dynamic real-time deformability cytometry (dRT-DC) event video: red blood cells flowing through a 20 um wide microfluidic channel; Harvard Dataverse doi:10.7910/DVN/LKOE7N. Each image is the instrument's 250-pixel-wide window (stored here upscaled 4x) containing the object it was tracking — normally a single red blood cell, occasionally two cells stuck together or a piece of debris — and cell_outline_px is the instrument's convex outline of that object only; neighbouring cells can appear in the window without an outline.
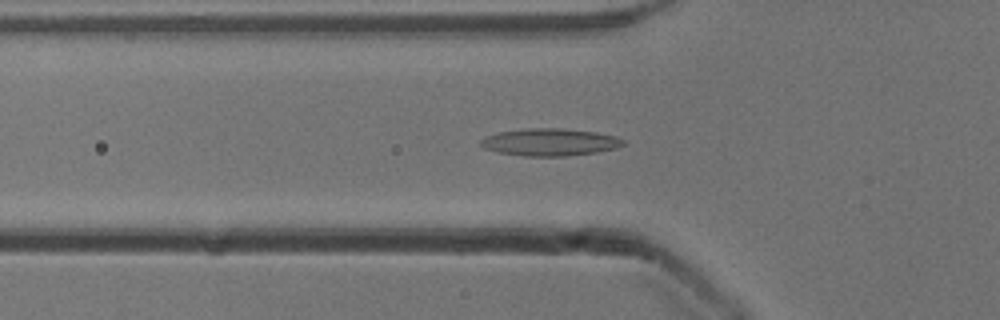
{"species": "common noctule bat (a hibernating species)", "species_latin": "Nyctalus noctula", "temperature_condition": "cold", "stored_images_in_passage": 47, "camera_frame_rate_fps": 3000, "um_per_image_px": 0.085, "animal": {"sex": "male", "body_mass_g": 13.3}, "frame": {"image": 1, "passage_image": 12, "time_ms": 3.667, "image_size_px": [1000, 320], "cell_outline_px": [[624, 144], [616, 148], [596, 152], [564, 156], [524, 156], [500, 152], [484, 148], [480, 144], [480, 140], [484, 136], [500, 132], [528, 128], [560, 128], [596, 132], [616, 136], [624, 140]], "centroid_in_image_um": [46.74, 12.08], "position_along_channel_um": 79.1, "area_um2": 22.54}}
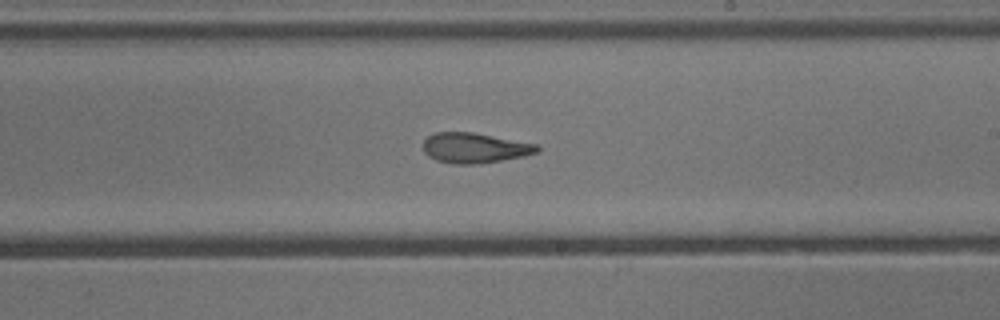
{"frame": {"image": 2, "passage_image": 25, "time_ms": 8.0, "image_size_px": [1000, 320], "cell_outline_px": [[540, 152], [524, 156], [504, 160], [476, 164], [452, 164], [436, 160], [428, 156], [424, 152], [424, 140], [428, 136], [436, 132], [472, 132], [536, 144], [540, 148]], "centroid_in_image_um": [40.35, 12.58], "position_along_channel_um": 248.7, "area_um2": 20.06}}
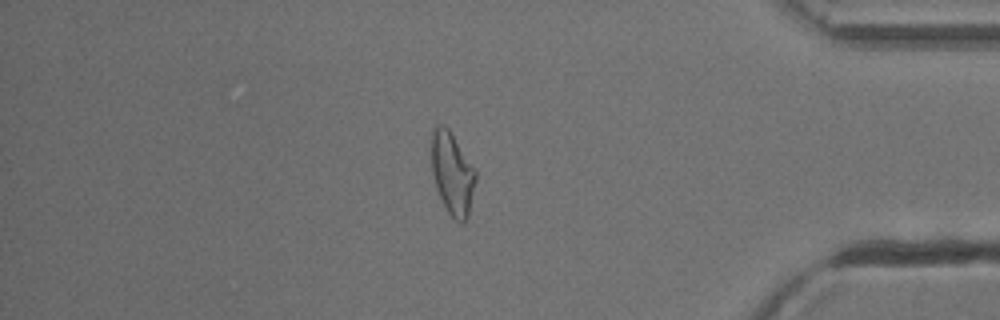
{"frame": {"image": 3, "passage_image": 39, "time_ms": 12.667, "image_size_px": [1000, 320], "cell_outline_px": [[476, 180], [468, 220], [464, 224], [460, 224], [448, 212], [436, 188], [432, 172], [432, 128], [436, 124], [444, 124], [448, 128], [476, 172]], "centroid_in_image_um": [38.45, 14.77], "position_along_channel_um": 396.8, "area_um2": 21.1}, "authors_computed_cell_mechanics": {"area_um2": 20.6924, "velocity_mm_per_s": 3.8886, "shape_relaxation_time_tau1_ms": null, "shape_relaxation_time_tau2_ms": 3.4253, "deformation_change_tau1": null, "deformation_change_tau2": 0.1267}}